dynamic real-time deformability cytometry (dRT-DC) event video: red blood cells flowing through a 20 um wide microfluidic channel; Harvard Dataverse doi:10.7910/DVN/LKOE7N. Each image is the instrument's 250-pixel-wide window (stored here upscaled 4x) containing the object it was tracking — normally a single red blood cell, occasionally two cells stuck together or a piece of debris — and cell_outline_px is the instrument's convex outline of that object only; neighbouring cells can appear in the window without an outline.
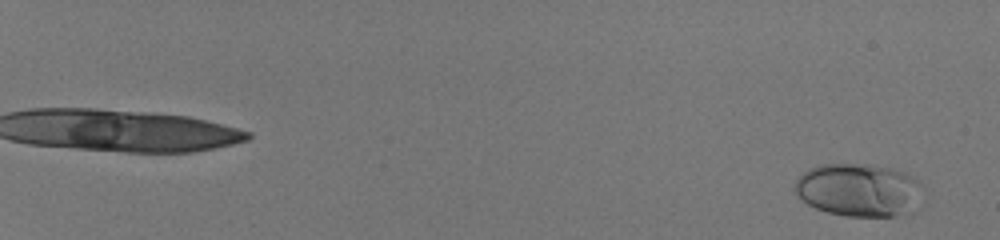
{"species": "human", "species_latin": "Homo sapiens", "temperature_condition": "room temperature", "stored_images_in_passage": 19, "camera_frame_rate_fps": 3000, "um_per_image_px": 0.085, "donor": {"sex": "male"}, "frame": {"image": 1, "passage_image": 1, "time_ms": 0.0, "image_size_px": [1000, 240], "cell_outline_px": [[924, 188], [912, 212], [892, 216], [848, 216], [828, 212], [816, 208], [808, 204], [796, 196], [796, 180], [804, 172], [812, 168], [824, 164], [852, 164], [888, 168], [900, 172], [916, 180]], "centroid_in_image_um": [72.98, 16.17], "position_along_channel_um": 12.0, "area_um2": 38.84}}